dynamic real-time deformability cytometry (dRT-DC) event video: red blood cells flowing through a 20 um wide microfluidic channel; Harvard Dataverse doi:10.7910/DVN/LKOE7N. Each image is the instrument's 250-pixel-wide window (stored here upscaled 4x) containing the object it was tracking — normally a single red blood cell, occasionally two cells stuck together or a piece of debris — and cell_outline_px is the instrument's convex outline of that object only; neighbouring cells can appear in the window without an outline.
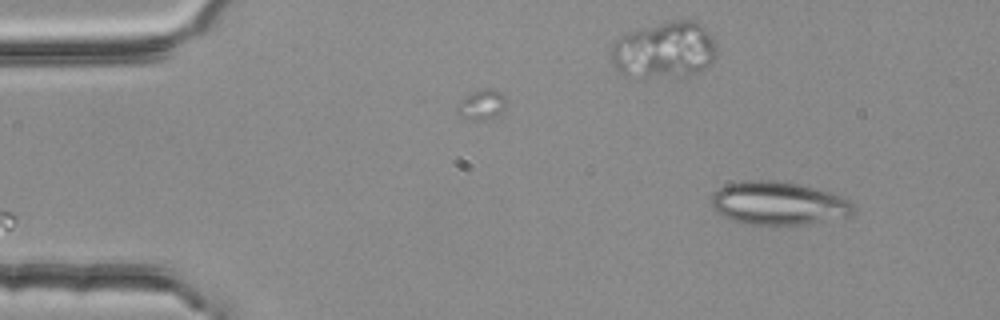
{"species": "common noctule bat (a hibernating species)", "species_latin": "Nyctalus noctula", "temperature_condition": "room temperature", "stored_images_in_passage": 3, "camera_frame_rate_fps": 3000, "um_per_image_px": 0.085, "animal": {"sex": "female", "body_mass_g": 25.1}, "frame": {"image": 1, "passage_image": 3, "time_ms": 0.667, "image_size_px": [1000, 320], "cell_outline_px": [[852, 212], [848, 216], [804, 224], [748, 224], [732, 220], [716, 212], [712, 208], [712, 192], [728, 184], [744, 180], [776, 180], [800, 184], [844, 196], [852, 204]], "centroid_in_image_um": [66.13, 17.26], "position_along_channel_um": 18.9, "area_um2": 35.55}}